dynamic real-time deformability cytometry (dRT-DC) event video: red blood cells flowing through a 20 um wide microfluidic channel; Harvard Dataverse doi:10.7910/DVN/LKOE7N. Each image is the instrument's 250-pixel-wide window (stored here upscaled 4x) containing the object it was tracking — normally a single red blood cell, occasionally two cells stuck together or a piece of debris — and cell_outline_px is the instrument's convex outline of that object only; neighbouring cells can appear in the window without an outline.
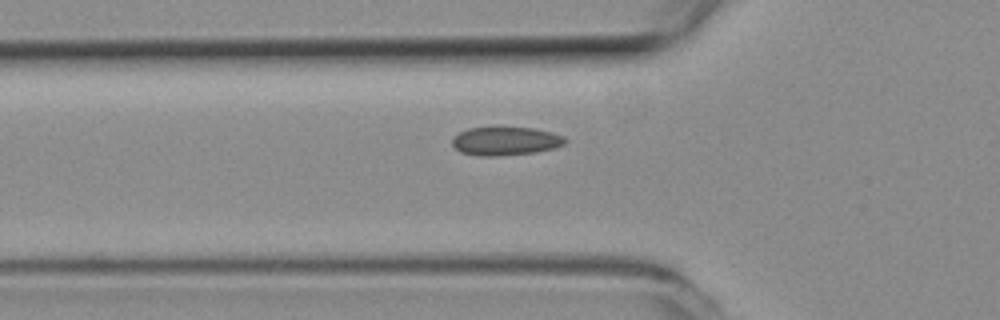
{"species": "common noctule bat (a hibernating species)", "species_latin": "Nyctalus noctula", "temperature_condition": "room temperature", "stored_images_in_passage": 38, "camera_frame_rate_fps": 3000, "um_per_image_px": 0.085, "animal": {"sex": "female", "body_mass_g": 19.3, "forearm_length_mm": 54.1}, "frame": {"image": 1, "passage_image": 6, "time_ms": 1.667, "image_size_px": [1000, 320], "cell_outline_px": [[568, 140], [564, 144], [552, 148], [536, 152], [496, 156], [480, 156], [460, 152], [452, 144], [452, 140], [460, 132], [468, 128], [532, 128], [552, 132], [564, 136]], "centroid_in_image_um": [42.99, 12.0], "position_along_channel_um": 82.8, "area_um2": 18.5}}
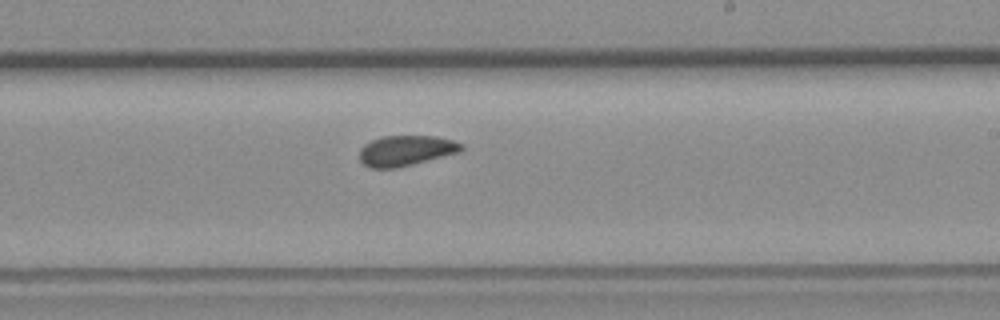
{"frame": {"image": 2, "passage_image": 19, "time_ms": 6.0, "image_size_px": [1000, 320], "cell_outline_px": [[464, 148], [460, 152], [396, 168], [372, 168], [364, 164], [360, 160], [360, 148], [364, 144], [372, 140], [384, 136], [436, 136], [452, 140], [464, 144]], "centroid_in_image_um": [34.51, 12.79], "position_along_channel_um": 254.5, "area_um2": 17.98}}
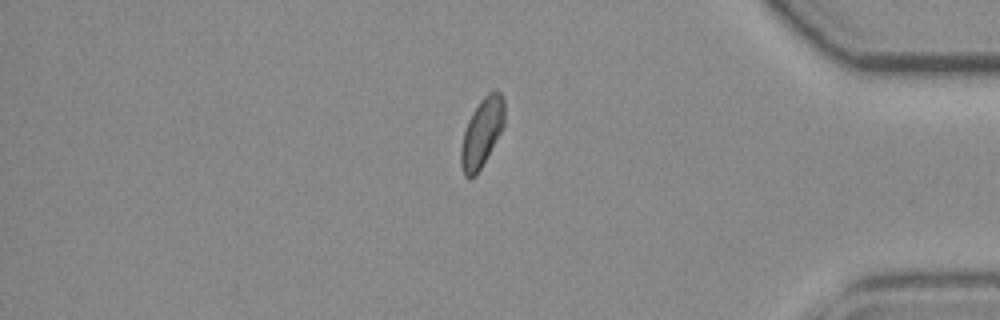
{"frame": {"image": 3, "passage_image": 32, "time_ms": 10.333, "image_size_px": [1000, 320], "cell_outline_px": [[504, 124], [500, 132], [476, 176], [468, 180], [464, 176], [460, 164], [460, 148], [464, 132], [468, 120], [472, 112], [480, 100], [488, 92], [500, 92], [504, 100]], "centroid_in_image_um": [40.92, 11.31], "position_along_channel_um": 394.3, "area_um2": 17.28}, "authors_computed_cell_mechanics": {"area_um2": 18.1492, "velocity_mm_per_s": 3.9533, "shape_relaxation_time_tau1_ms": 5.9726, "shape_relaxation_time_tau2_ms": null, "deformation_change_tau1": 0.0834, "deformation_change_tau2": null}}